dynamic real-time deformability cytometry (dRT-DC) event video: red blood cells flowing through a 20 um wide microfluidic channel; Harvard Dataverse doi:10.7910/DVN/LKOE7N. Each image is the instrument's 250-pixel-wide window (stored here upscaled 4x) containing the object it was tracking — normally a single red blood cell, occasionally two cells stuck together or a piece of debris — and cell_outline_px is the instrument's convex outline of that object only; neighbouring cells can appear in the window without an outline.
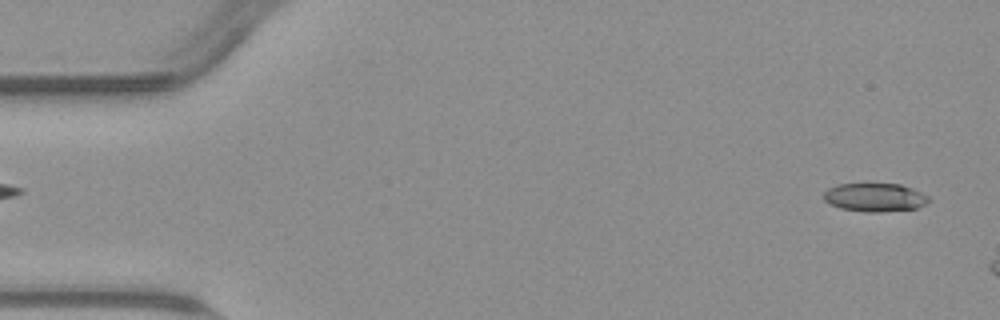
{"species": "common noctule bat (a hibernating species)", "species_latin": "Nyctalus noctula", "temperature_condition": "warm", "stored_images_in_passage": 16, "camera_frame_rate_fps": 3000, "um_per_image_px": 0.085, "animal": {"sex": "male", "body_mass_g": 23.1, "forearm_length_mm": 52.7}, "frame": {"image": 1, "passage_image": 2, "time_ms": 0.333, "image_size_px": [1000, 320], "cell_outline_px": [[932, 200], [916, 208], [880, 212], [864, 212], [840, 208], [824, 200], [824, 192], [828, 188], [836, 184], [900, 184], [912, 188], [928, 196]], "centroid_in_image_um": [74.36, 16.77], "position_along_channel_um": 10.6, "area_um2": 17.34}}
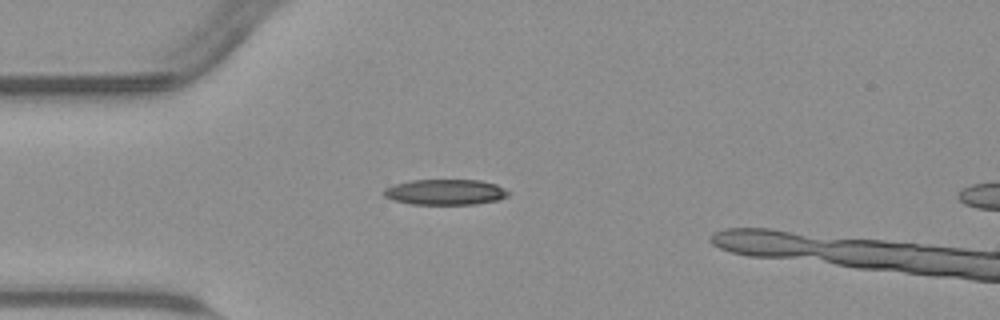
{"frame": {"image": 2, "passage_image": 14, "time_ms": 4.333, "image_size_px": [1000, 320], "cell_outline_px": [[508, 196], [500, 200], [476, 204], [412, 204], [392, 200], [384, 196], [380, 192], [384, 188], [392, 184], [408, 180], [480, 180], [496, 184], [504, 188], [508, 192]], "centroid_in_image_um": [37.8, 16.32], "position_along_channel_um": 47.2, "area_um2": 18.84}}